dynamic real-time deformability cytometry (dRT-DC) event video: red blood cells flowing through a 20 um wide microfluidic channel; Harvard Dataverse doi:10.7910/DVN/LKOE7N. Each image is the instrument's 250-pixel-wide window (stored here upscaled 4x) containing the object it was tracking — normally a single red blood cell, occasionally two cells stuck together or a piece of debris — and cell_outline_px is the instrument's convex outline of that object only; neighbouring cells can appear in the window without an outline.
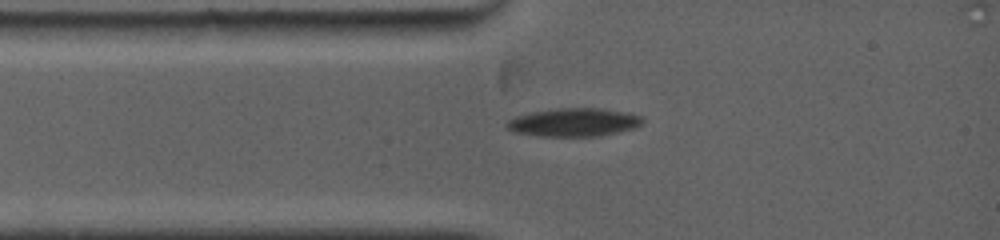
{"species": "common noctule bat (a hibernating species)", "species_latin": "Nyctalus noctula", "temperature_condition": "warm", "stored_images_in_passage": 55, "camera_frame_rate_fps": 5000, "um_per_image_px": 0.085, "animal": {"sex": "female", "body_mass_g": 19.0, "forearm_length_mm": 53.3}, "frame": {"image": 1, "passage_image": 1, "time_ms": 0.0, "image_size_px": [1000, 240], "cell_outline_px": [[644, 120], [640, 124], [632, 128], [600, 136], [536, 136], [516, 132], [508, 128], [504, 124], [508, 120], [516, 116], [532, 112], [556, 108], [600, 108], [628, 112], [640, 116]], "centroid_in_image_um": [48.75, 10.39], "position_along_channel_um": 36.2, "area_um2": 22.25}}
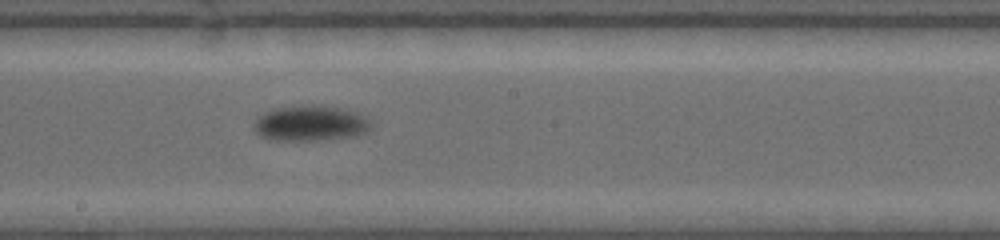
{"frame": {"image": 2, "passage_image": 23, "time_ms": 5.0, "image_size_px": [1000, 240], "cell_outline_px": [[372, 124], [368, 132], [356, 136], [320, 140], [272, 140], [260, 136], [252, 128], [252, 124], [264, 112], [276, 108], [340, 108], [356, 112], [372, 120]], "centroid_in_image_um": [26.41, 10.54], "position_along_channel_um": 221.8, "area_um2": 23.52}}
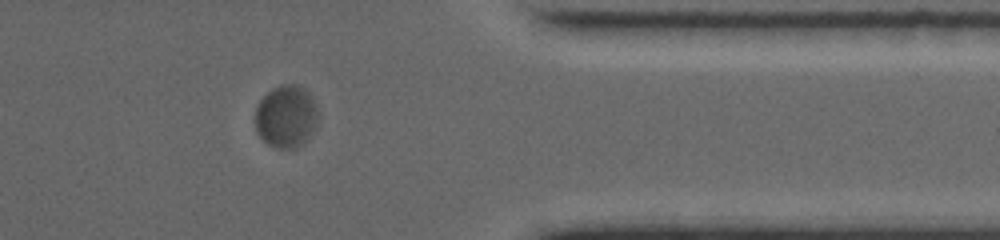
{"frame": {"image": 3, "passage_image": 45, "time_ms": 9.8, "image_size_px": [1000, 240], "cell_outline_px": [[316, 124], [308, 136], [296, 148], [276, 148], [268, 144], [256, 132], [252, 120], [256, 108], [260, 100], [272, 88], [280, 84], [296, 84], [304, 88], [312, 96], [316, 108]], "centroid_in_image_um": [24.25, 9.87], "position_along_channel_um": 387.1, "area_um2": 22.89}, "authors_computed_cell_mechanics": {"area_um2": 23.2934, "velocity_mm_per_s": 3.7524, "shape_relaxation_time_tau1_ms": 3.0463, "shape_relaxation_time_tau2_ms": null, "deformation_change_tau1": 0.1025, "deformation_change_tau2": null}}